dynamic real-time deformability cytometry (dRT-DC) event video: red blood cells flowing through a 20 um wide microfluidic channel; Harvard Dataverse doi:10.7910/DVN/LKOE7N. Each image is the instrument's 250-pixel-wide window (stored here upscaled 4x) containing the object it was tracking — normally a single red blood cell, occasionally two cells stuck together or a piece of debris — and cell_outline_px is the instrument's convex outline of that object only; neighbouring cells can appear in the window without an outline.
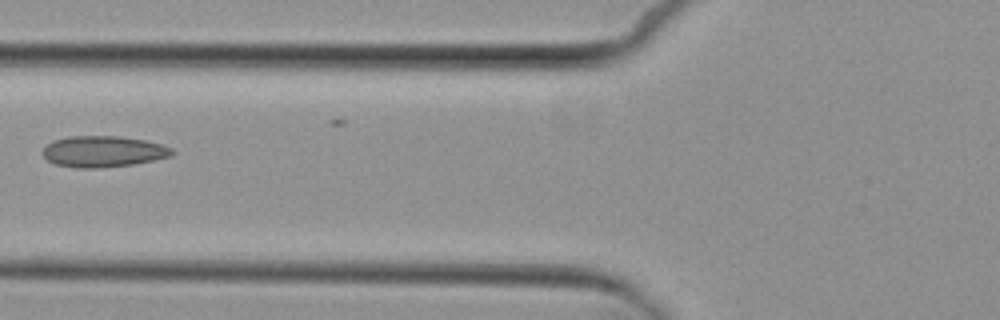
{"species": "common noctule bat (a hibernating species)", "species_latin": "Nyctalus noctula", "temperature_condition": "cold", "stored_images_in_passage": 4, "camera_frame_rate_fps": 3000, "um_per_image_px": 0.085, "animal": {"sex": "female", "body_mass_g": 29.2, "forearm_length_mm": 56.3}, "frame": {"image": 1, "passage_image": 3, "time_ms": 2.333, "image_size_px": [1000, 320], "cell_outline_px": [[176, 152], [172, 156], [132, 164], [100, 168], [76, 168], [56, 164], [48, 160], [40, 152], [52, 140], [68, 136], [120, 136], [148, 140], [172, 148]], "centroid_in_image_um": [8.78, 12.87], "position_along_channel_um": 117.0, "area_um2": 23.64}}
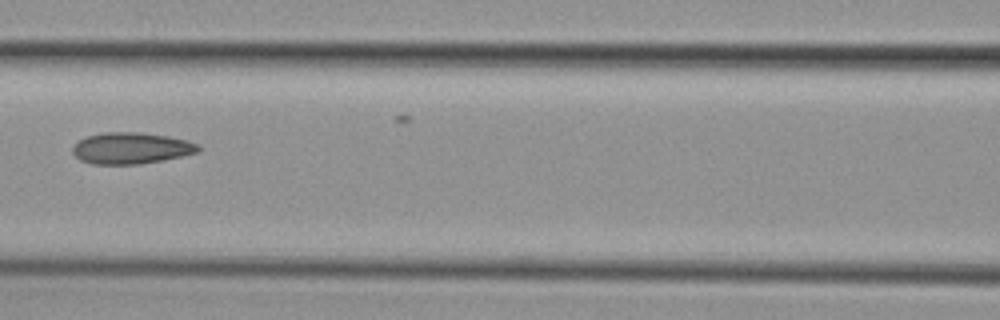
{"frame": {"image": 2, "passage_image": 4, "time_ms": 3.333, "image_size_px": [1000, 320], "cell_outline_px": [[200, 152], [164, 160], [140, 164], [92, 164], [80, 160], [72, 152], [72, 148], [80, 140], [88, 136], [104, 132], [140, 132], [168, 136], [188, 140], [200, 144]], "centroid_in_image_um": [11.2, 12.59], "position_along_channel_um": 155.4, "area_um2": 23.12}}